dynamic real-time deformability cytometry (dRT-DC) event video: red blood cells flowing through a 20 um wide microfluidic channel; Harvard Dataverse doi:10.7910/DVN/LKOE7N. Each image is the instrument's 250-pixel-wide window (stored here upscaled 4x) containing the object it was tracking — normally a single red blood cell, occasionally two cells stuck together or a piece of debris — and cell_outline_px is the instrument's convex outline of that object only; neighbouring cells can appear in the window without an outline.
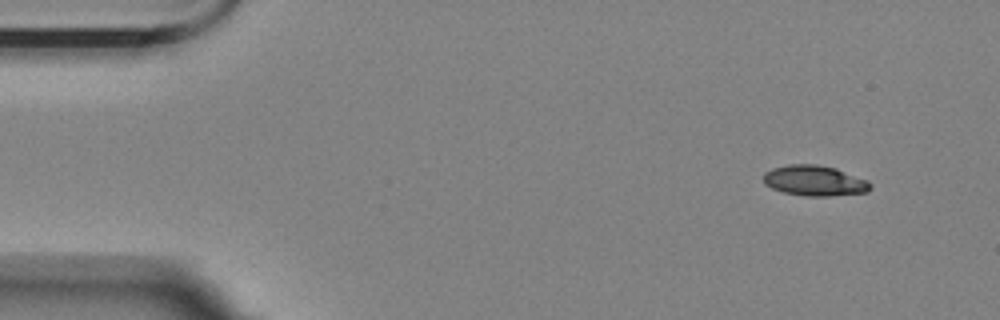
{"species": "Egyptian fruit bat (a non-hibernating species)", "species_latin": "Rousettus aegyptiacus", "temperature_condition": "room temperature", "stored_images_in_passage": 53, "camera_frame_rate_fps": 3000, "um_per_image_px": 0.085, "animal": {"sex": "female"}, "frame": {"image": 1, "passage_image": 1, "time_ms": 0.0, "image_size_px": [1000, 320], "cell_outline_px": [[872, 188], [868, 192], [828, 196], [804, 196], [784, 192], [772, 188], [764, 184], [764, 172], [772, 168], [788, 164], [816, 164], [836, 168], [868, 180], [872, 184]], "centroid_in_image_um": [69.26, 15.35], "position_along_channel_um": 15.7, "area_um2": 19.13}}
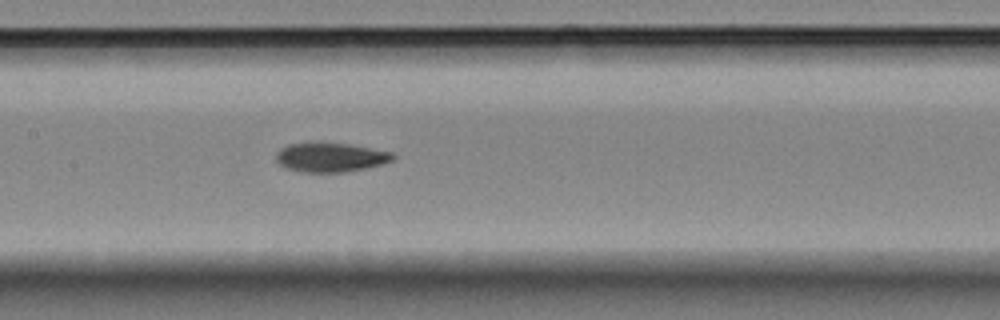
{"frame": {"image": 2, "passage_image": 23, "time_ms": 7.333, "image_size_px": [1000, 320], "cell_outline_px": [[396, 156], [392, 160], [384, 164], [368, 168], [344, 172], [300, 172], [284, 168], [276, 160], [276, 152], [280, 148], [288, 144], [348, 144], [392, 152]], "centroid_in_image_um": [28.1, 13.4], "position_along_channel_um": 179.3, "area_um2": 19.71}}
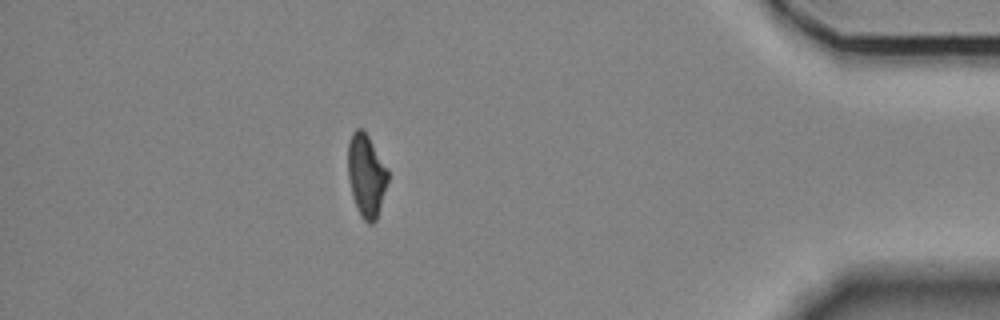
{"frame": {"image": 3, "passage_image": 46, "time_ms": 15.0, "image_size_px": [1000, 320], "cell_outline_px": [[388, 180], [376, 220], [372, 224], [368, 224], [360, 216], [356, 208], [352, 196], [348, 176], [348, 144], [352, 132], [356, 128], [360, 128], [368, 136], [388, 168]], "centroid_in_image_um": [31.13, 14.93], "position_along_channel_um": 404.1, "area_um2": 19.25}, "authors_computed_cell_mechanics": {"area_um2": 19.7676, "velocity_mm_per_s": 3.5209, "shape_relaxation_time_tau1_ms": 10.9397, "shape_relaxation_time_tau2_ms": 10.1608, "deformation_change_tau1": 0.2245, "deformation_change_tau2": 0.1649}}